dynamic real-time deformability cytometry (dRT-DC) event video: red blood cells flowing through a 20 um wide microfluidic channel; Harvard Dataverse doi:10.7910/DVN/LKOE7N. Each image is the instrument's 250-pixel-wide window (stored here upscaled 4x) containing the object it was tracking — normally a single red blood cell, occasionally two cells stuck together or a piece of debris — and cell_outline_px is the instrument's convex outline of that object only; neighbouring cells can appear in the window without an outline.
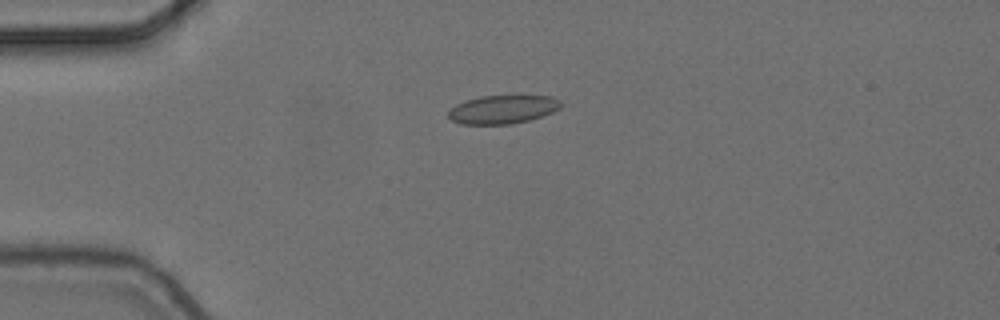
{"species": "common noctule bat (a hibernating species)", "species_latin": "Nyctalus noctula", "temperature_condition": "cold", "stored_images_in_passage": 6, "camera_frame_rate_fps": 3000, "um_per_image_px": 0.085, "animal": {"sex": "female", "body_mass_g": 24.6, "forearm_length_mm": 56.2}, "frame": {"image": 1, "passage_image": 1, "time_ms": 0.0, "image_size_px": [1000, 320], "cell_outline_px": [[564, 104], [560, 108], [552, 112], [528, 120], [508, 124], [460, 124], [452, 120], [448, 116], [448, 112], [456, 104], [480, 96], [552, 96], [560, 100]], "centroid_in_image_um": [42.75, 9.29], "position_along_channel_um": 42.3, "area_um2": 18.5}}
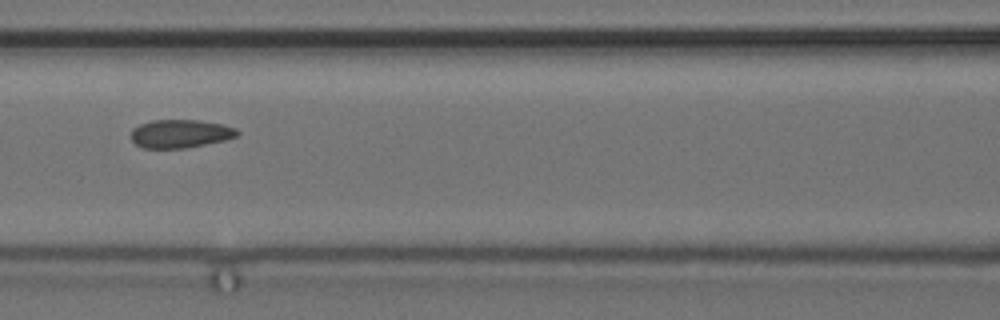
{"frame": {"image": 2, "passage_image": 4, "time_ms": 1.0, "image_size_px": [1000, 320], "cell_outline_px": [[240, 132], [236, 136], [224, 140], [184, 148], [144, 148], [136, 144], [132, 140], [132, 128], [140, 124], [152, 120], [200, 120], [224, 124], [236, 128]], "centroid_in_image_um": [15.34, 11.35], "position_along_channel_um": 151.3, "area_um2": 17.46}}
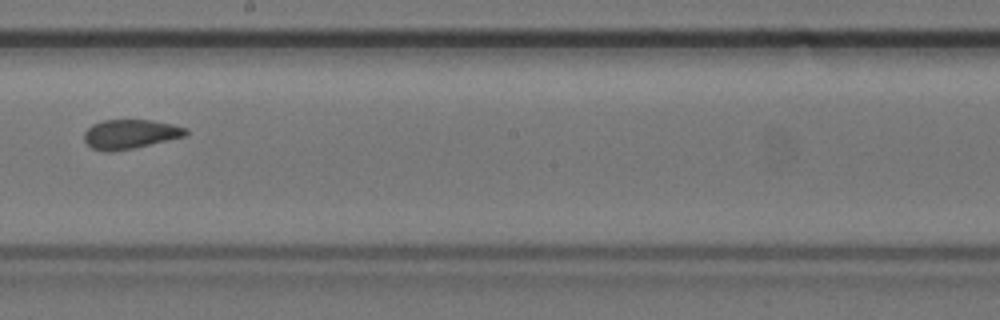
{"frame": {"image": 3, "passage_image": 6, "time_ms": 1.667, "image_size_px": [1000, 320], "cell_outline_px": [[188, 132], [184, 136], [132, 148], [112, 152], [108, 152], [92, 148], [84, 140], [84, 132], [92, 124], [104, 120], [152, 120], [172, 124], [188, 128]], "centroid_in_image_um": [11.05, 11.39], "position_along_channel_um": 237.2, "area_um2": 17.17}}